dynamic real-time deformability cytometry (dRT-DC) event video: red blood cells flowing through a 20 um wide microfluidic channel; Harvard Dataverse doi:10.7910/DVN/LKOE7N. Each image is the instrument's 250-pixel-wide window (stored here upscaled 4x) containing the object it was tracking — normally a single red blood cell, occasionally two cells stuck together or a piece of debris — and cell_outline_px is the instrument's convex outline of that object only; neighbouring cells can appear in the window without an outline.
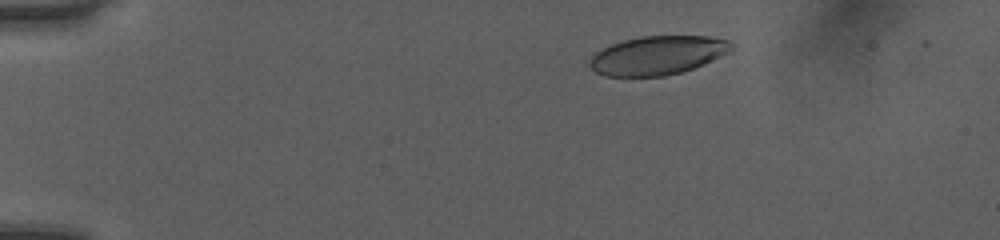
{"species": "human", "species_latin": "Homo sapiens", "temperature_condition": "room temperature", "stored_images_in_passage": 43, "camera_frame_rate_fps": 3000, "um_per_image_px": 0.085, "donor": {"sex": "female"}, "frame": {"image": 1, "passage_image": 1, "time_ms": 0.0, "image_size_px": [1000, 240], "cell_outline_px": [[732, 52], [704, 64], [680, 72], [664, 76], [604, 76], [596, 72], [588, 64], [588, 60], [600, 48], [624, 40], [640, 36], [708, 36], [728, 40], [732, 44]], "centroid_in_image_um": [55.89, 4.7], "position_along_channel_um": 29.1, "area_um2": 32.14}}
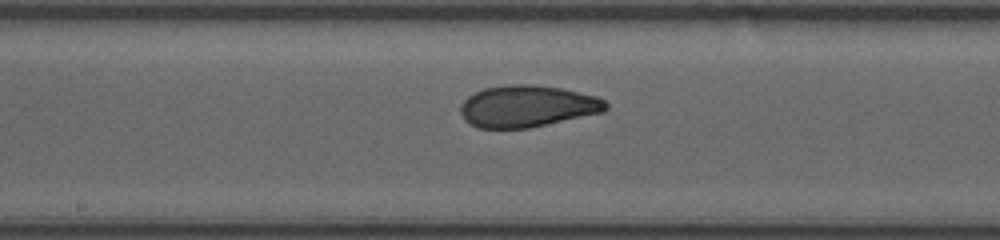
{"frame": {"image": 2, "passage_image": 20, "time_ms": 6.333, "image_size_px": [1000, 240], "cell_outline_px": [[608, 108], [604, 112], [528, 128], [480, 128], [464, 120], [460, 112], [460, 104], [468, 96], [484, 88], [508, 84], [528, 84], [560, 88], [596, 96], [604, 100], [608, 104]], "centroid_in_image_um": [44.81, 9.03], "position_along_channel_um": 203.4, "area_um2": 35.26}}
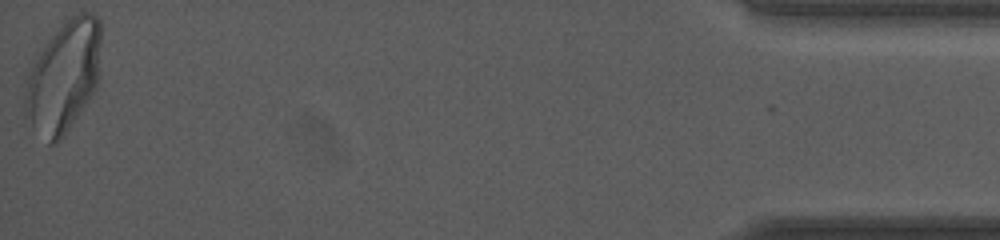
{"frame": {"image": 3, "passage_image": 43, "time_ms": 14.0, "image_size_px": [1000, 240], "cell_outline_px": [[100, 40], [96, 88], [64, 136], [56, 144], [48, 144], [24, 116], [24, 92], [28, 72], [40, 52], [48, 40], [68, 16], [80, 12], [92, 12], [100, 20]], "centroid_in_image_um": [5.38, 6.52], "position_along_channel_um": 429.8, "area_um2": 49.07}, "authors_computed_cell_mechanics": {"area_um2": 35.3158, "velocity_mm_per_s": 4.0544, "shape_relaxation_time_tau1_ms": 4.2143, "shape_relaxation_time_tau2_ms": 0.9453, "deformation_change_tau1": 0.1476, "deformation_change_tau2": 0.0621}}